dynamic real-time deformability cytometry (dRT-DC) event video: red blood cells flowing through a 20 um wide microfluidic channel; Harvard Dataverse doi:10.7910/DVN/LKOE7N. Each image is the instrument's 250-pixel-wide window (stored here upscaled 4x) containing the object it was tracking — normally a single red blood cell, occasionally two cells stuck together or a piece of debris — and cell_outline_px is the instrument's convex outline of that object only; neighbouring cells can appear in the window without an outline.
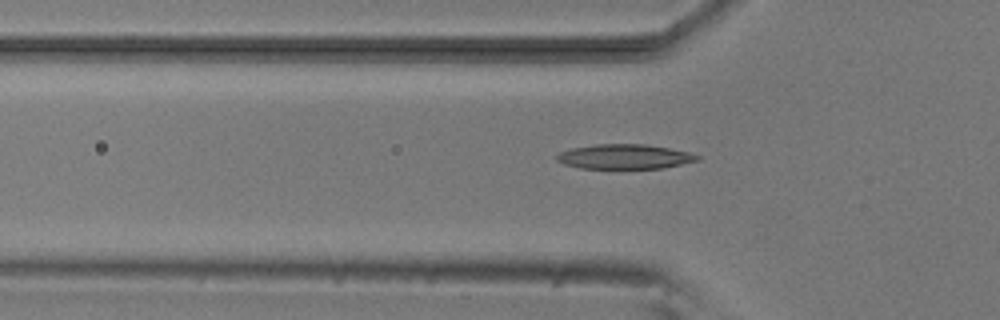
{"species": "common noctule bat (a hibernating species)", "species_latin": "Nyctalus noctula", "temperature_condition": "room temperature", "stored_images_in_passage": 6, "segment_of_instrument_passage": [2, 2], "camera_frame_rate_fps": 3000, "um_per_image_px": 0.085, "animal": {"sex": "male", "body_mass_g": 20.5, "forearm_length_mm": 52.5}, "frame": {"image": 1, "passage_image": 6, "time_ms": 6.667, "image_size_px": [1000, 320], "cell_outline_px": [[700, 160], [664, 168], [580, 168], [564, 164], [556, 160], [556, 156], [560, 152], [572, 148], [596, 144], [644, 144], [668, 148], [688, 152], [700, 156]], "centroid_in_image_um": [53.09, 13.31], "position_along_channel_um": 72.7, "area_um2": 20.11}}